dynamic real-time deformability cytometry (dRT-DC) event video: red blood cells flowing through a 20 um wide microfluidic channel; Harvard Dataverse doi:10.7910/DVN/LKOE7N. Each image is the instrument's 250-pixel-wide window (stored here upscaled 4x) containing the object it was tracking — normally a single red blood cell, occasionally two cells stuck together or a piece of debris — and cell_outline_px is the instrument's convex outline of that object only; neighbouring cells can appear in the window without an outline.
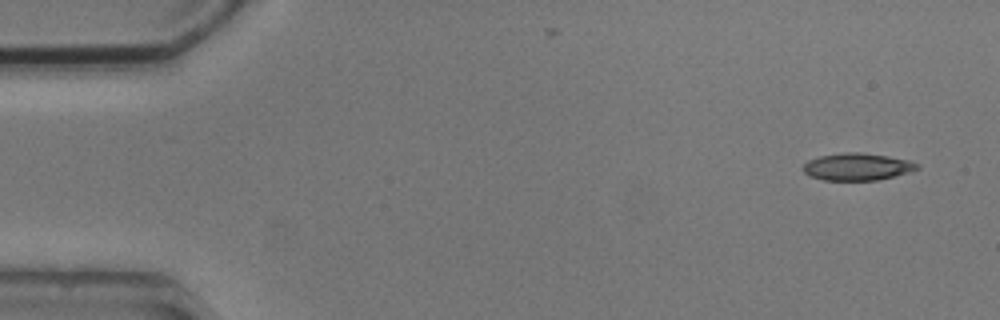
{"species": "common noctule bat (a hibernating species)", "species_latin": "Nyctalus noctula", "temperature_condition": "cold", "stored_images_in_passage": 7, "camera_frame_rate_fps": 3000, "um_per_image_px": 0.085, "animal": {"sex": "male", "body_mass_g": 20.5, "forearm_length_mm": 52.5}, "frame": {"image": 1, "passage_image": 1, "time_ms": 0.0, "image_size_px": [1000, 320], "cell_outline_px": [[920, 168], [912, 172], [876, 180], [824, 180], [808, 176], [804, 172], [804, 164], [808, 160], [820, 156], [844, 152], [860, 152], [888, 156], [908, 160], [920, 164]], "centroid_in_image_um": [72.89, 14.17], "position_along_channel_um": 12.1, "area_um2": 18.15}}
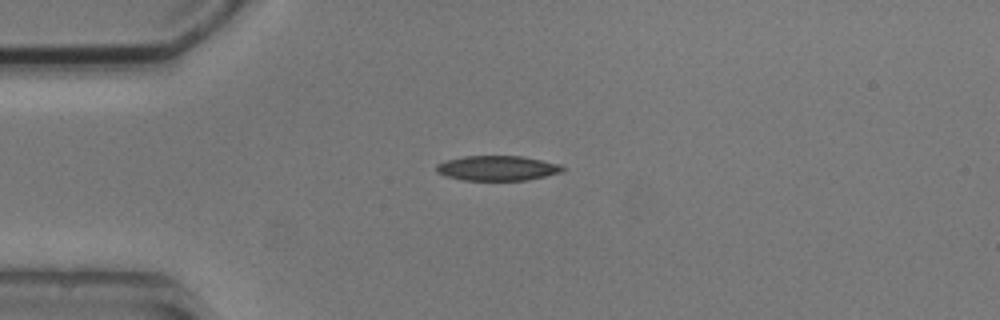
{"frame": {"image": 2, "passage_image": 4, "time_ms": 3.333, "image_size_px": [1000, 320], "cell_outline_px": [[568, 168], [564, 172], [524, 180], [464, 180], [444, 176], [436, 172], [436, 164], [444, 160], [464, 156], [520, 156], [560, 164]], "centroid_in_image_um": [42.26, 14.29], "position_along_channel_um": 42.7, "area_um2": 18.44}}